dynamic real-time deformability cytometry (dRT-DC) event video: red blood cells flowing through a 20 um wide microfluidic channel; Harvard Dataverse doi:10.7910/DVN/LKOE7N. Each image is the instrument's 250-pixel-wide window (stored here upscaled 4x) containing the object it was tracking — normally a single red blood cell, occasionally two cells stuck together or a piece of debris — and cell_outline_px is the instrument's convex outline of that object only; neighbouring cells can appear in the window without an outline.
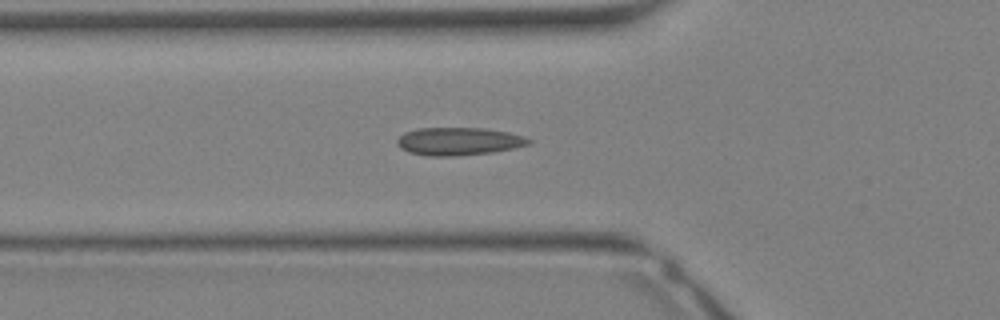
{"species": "Egyptian fruit bat (a non-hibernating species)", "species_latin": "Rousettus aegyptiacus", "temperature_condition": "warm", "stored_images_in_passage": 32, "camera_frame_rate_fps": 3000, "um_per_image_px": 0.085, "animal": {"sex": "female"}, "frame": {"image": 1, "passage_image": 11, "time_ms": 3.333, "image_size_px": [1000, 320], "cell_outline_px": [[532, 140], [528, 144], [512, 148], [492, 152], [456, 156], [428, 156], [408, 152], [400, 148], [396, 144], [396, 140], [404, 132], [416, 128], [484, 128], [508, 132], [524, 136]], "centroid_in_image_um": [38.94, 12.01], "position_along_channel_um": 86.9, "area_um2": 21.39}}
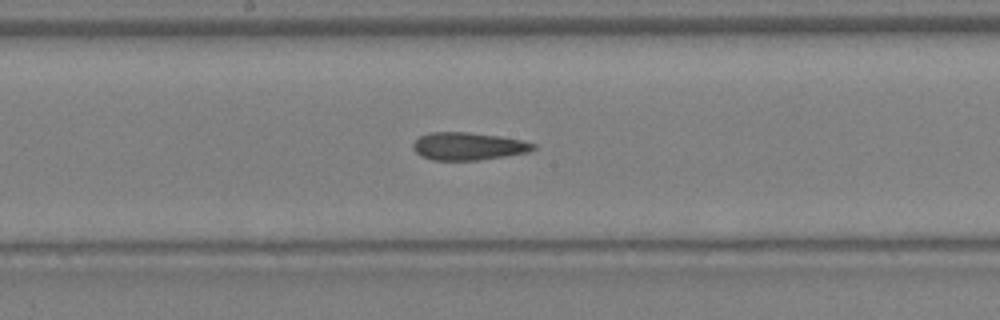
{"frame": {"image": 2, "passage_image": 17, "time_ms": 5.333, "image_size_px": [1000, 320], "cell_outline_px": [[536, 148], [528, 152], [504, 156], [476, 160], [432, 160], [420, 156], [412, 148], [412, 144], [420, 136], [428, 132], [468, 132], [500, 136], [524, 140], [536, 144]], "centroid_in_image_um": [39.79, 12.42], "position_along_channel_um": 208.4, "area_um2": 19.48}}
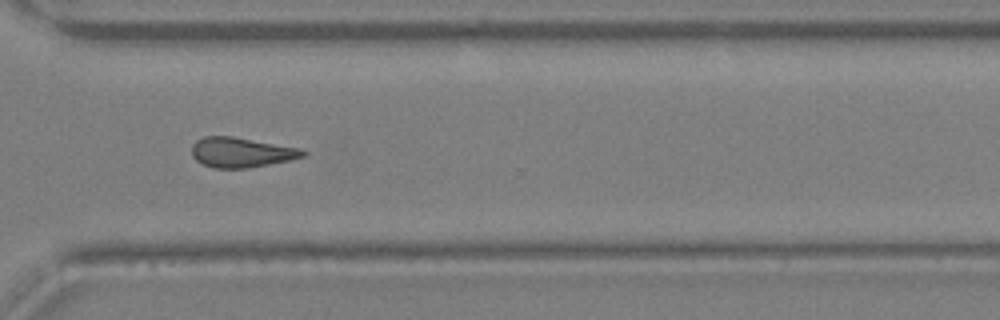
{"frame": {"image": 3, "passage_image": 24, "time_ms": 7.667, "image_size_px": [1000, 320], "cell_outline_px": [[308, 152], [304, 156], [288, 160], [248, 168], [216, 168], [204, 164], [196, 160], [192, 156], [192, 144], [196, 140], [204, 136], [232, 136], [300, 148]], "centroid_in_image_um": [20.49, 12.94], "position_along_channel_um": 350.1, "area_um2": 19.25}}